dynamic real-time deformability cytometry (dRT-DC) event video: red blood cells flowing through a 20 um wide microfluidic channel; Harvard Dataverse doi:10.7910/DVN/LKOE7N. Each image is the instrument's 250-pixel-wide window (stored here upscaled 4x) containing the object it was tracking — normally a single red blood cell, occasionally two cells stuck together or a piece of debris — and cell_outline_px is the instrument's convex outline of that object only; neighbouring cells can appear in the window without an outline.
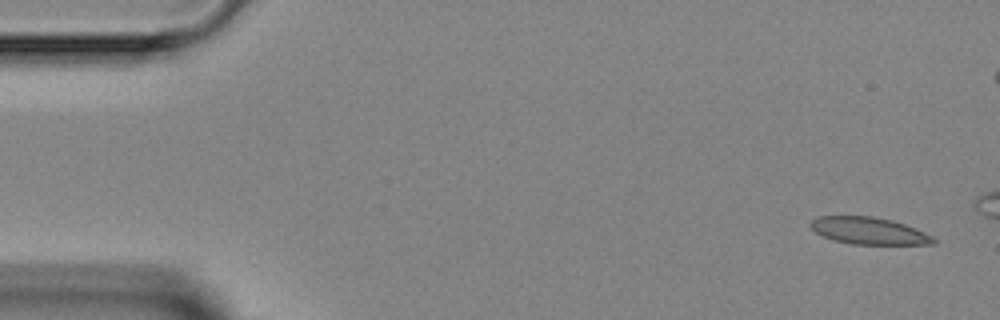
{"species": "Egyptian fruit bat (a non-hibernating species)", "species_latin": "Rousettus aegyptiacus", "temperature_condition": "room temperature", "stored_images_in_passage": 4, "camera_frame_rate_fps": 3000, "um_per_image_px": 0.085, "animal": {"sex": "female"}, "frame": {"image": 1, "passage_image": 1, "time_ms": 0.0, "image_size_px": [1000, 320], "cell_outline_px": [[936, 244], [852, 244], [832, 240], [816, 232], [808, 224], [812, 220], [820, 216], [872, 216], [892, 220], [916, 228], [932, 236], [936, 240]], "centroid_in_image_um": [73.86, 19.62], "position_along_channel_um": 11.1, "area_um2": 19.31}}